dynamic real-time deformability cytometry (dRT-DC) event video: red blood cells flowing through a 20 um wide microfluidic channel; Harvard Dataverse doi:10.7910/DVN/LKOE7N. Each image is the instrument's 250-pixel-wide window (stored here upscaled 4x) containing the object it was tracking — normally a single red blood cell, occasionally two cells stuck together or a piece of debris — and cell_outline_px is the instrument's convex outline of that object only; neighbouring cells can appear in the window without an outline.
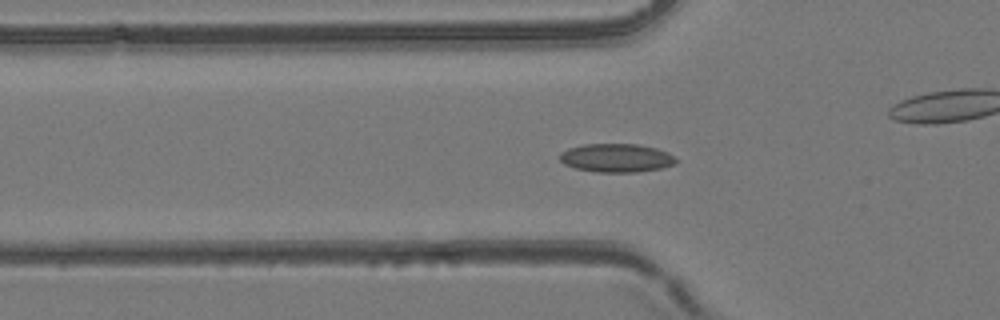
{"species": "common noctule bat (a hibernating species)", "species_latin": "Nyctalus noctula", "temperature_condition": "room temperature", "stored_images_in_passage": 50, "camera_frame_rate_fps": 3000, "um_per_image_px": 0.085, "animal": {"sex": "female", "body_mass_g": 24.6, "forearm_length_mm": 56.2}, "frame": {"image": 1, "passage_image": 17, "time_ms": 5.333, "image_size_px": [1000, 320], "cell_outline_px": [[680, 160], [676, 164], [664, 168], [636, 172], [596, 172], [576, 168], [564, 164], [560, 160], [560, 152], [568, 148], [584, 144], [636, 144], [656, 148], [668, 152], [676, 156]], "centroid_in_image_um": [52.45, 13.42], "position_along_channel_um": 73.3, "area_um2": 19.59}}
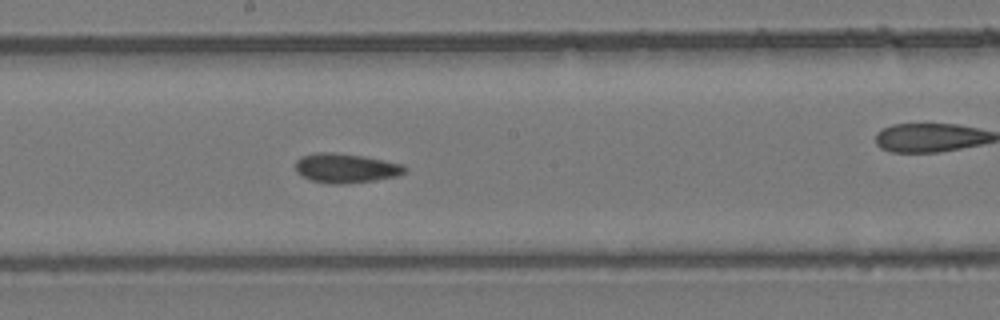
{"frame": {"image": 2, "passage_image": 27, "time_ms": 8.667, "image_size_px": [1000, 320], "cell_outline_px": [[408, 168], [404, 172], [396, 176], [376, 180], [344, 184], [328, 184], [312, 180], [300, 176], [296, 172], [296, 160], [300, 156], [316, 152], [332, 152], [364, 156], [404, 164]], "centroid_in_image_um": [29.37, 14.29], "position_along_channel_um": 218.8, "area_um2": 18.96}}
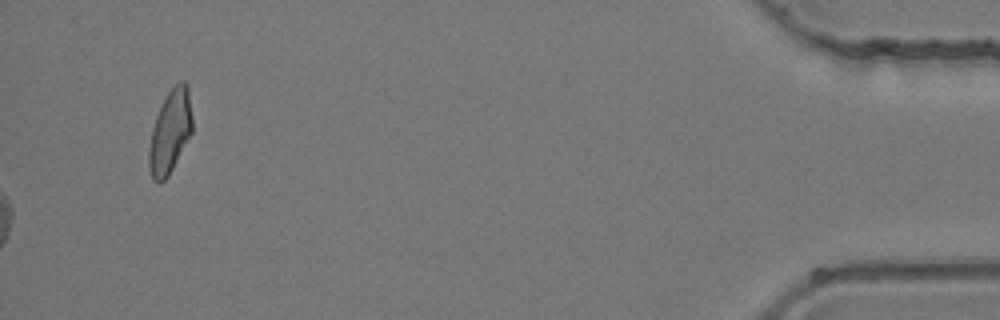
{"frame": {"image": 3, "passage_image": 50, "time_ms": 16.333, "image_size_px": [1000, 320], "cell_outline_px": [[192, 132], [168, 176], [160, 184], [156, 184], [152, 180], [148, 168], [148, 152], [152, 128], [156, 116], [172, 84], [180, 80], [184, 80], [188, 84], [192, 116]], "centroid_in_image_um": [14.45, 11.19], "position_along_channel_um": 420.7, "area_um2": 21.27}}